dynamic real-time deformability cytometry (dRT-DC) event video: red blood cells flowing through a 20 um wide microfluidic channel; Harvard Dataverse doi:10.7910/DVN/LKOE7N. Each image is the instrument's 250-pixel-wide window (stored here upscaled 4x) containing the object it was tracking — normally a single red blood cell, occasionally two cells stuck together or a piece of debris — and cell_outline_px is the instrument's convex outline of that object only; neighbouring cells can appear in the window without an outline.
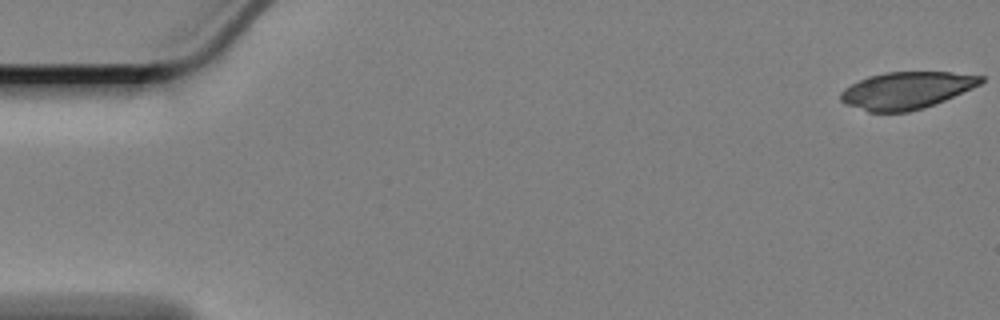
{"species": "Egyptian fruit bat (a non-hibernating species)", "species_latin": "Rousettus aegyptiacus", "temperature_condition": "cold", "stored_images_in_passage": 11, "camera_frame_rate_fps": 3000, "um_per_image_px": 0.085, "animal": {"sex": "female"}, "frame": {"image": 1, "passage_image": 1, "time_ms": 0.0, "image_size_px": [1000, 320], "cell_outline_px": [[984, 80], [980, 84], [972, 88], [944, 100], [924, 108], [908, 112], [868, 112], [844, 104], [840, 100], [840, 92], [844, 88], [868, 76], [884, 72], [952, 72], [984, 76]], "centroid_in_image_um": [77.02, 7.68], "position_along_channel_um": 8.0, "area_um2": 30.29}}